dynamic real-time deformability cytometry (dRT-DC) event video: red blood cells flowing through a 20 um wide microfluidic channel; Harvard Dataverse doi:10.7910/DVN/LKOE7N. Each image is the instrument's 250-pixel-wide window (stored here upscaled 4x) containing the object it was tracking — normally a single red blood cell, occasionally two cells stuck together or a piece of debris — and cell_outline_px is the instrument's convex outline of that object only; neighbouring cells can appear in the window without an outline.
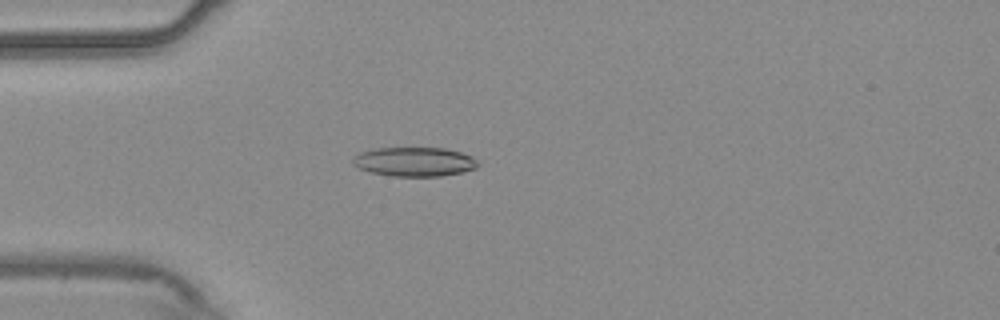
{"species": "common noctule bat (a hibernating species)", "species_latin": "Nyctalus noctula", "temperature_condition": "warm", "stored_images_in_passage": 54, "camera_frame_rate_fps": 3000, "um_per_image_px": 0.085, "animal": {"sex": "male", "body_mass_g": 20.4}, "frame": {"image": 1, "passage_image": 15, "time_ms": 4.667, "image_size_px": [1000, 320], "cell_outline_px": [[480, 164], [476, 168], [460, 172], [440, 176], [392, 176], [372, 172], [360, 168], [352, 164], [352, 160], [360, 152], [376, 148], [444, 148], [460, 152], [472, 156]], "centroid_in_image_um": [35.24, 13.74], "position_along_channel_um": 49.8, "area_um2": 21.1}}
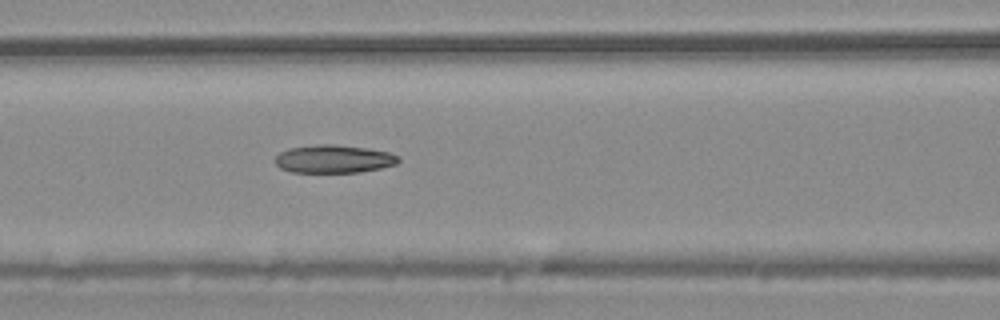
{"frame": {"image": 2, "passage_image": 23, "time_ms": 7.333, "image_size_px": [1000, 320], "cell_outline_px": [[400, 160], [396, 164], [380, 168], [360, 172], [292, 172], [280, 168], [272, 160], [280, 152], [288, 148], [316, 144], [336, 144], [368, 148], [388, 152], [400, 156]], "centroid_in_image_um": [28.35, 13.5], "position_along_channel_um": 138.3, "area_um2": 20.35}}
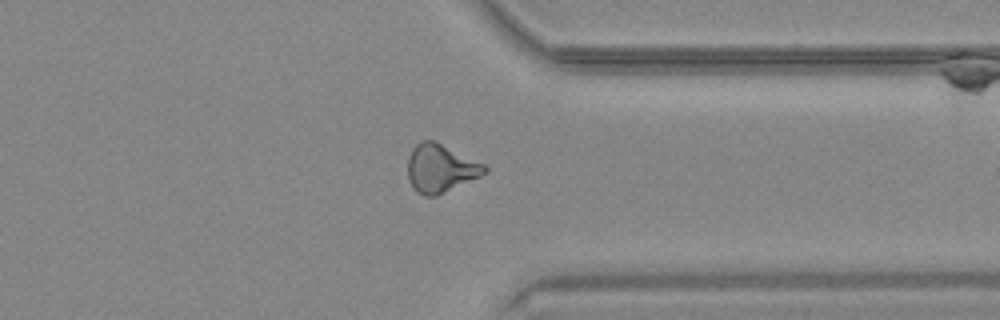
{"frame": {"image": 3, "passage_image": 42, "time_ms": 13.667, "image_size_px": [1000, 320], "cell_outline_px": [[488, 172], [480, 176], [436, 196], [424, 196], [416, 192], [408, 176], [408, 156], [412, 148], [420, 140], [436, 140], [484, 164], [488, 168]], "centroid_in_image_um": [37.44, 14.28], "position_along_channel_um": 374.0, "area_um2": 21.62}, "authors_computed_cell_mechanics": {"area_um2": 20.8369, "velocity_mm_per_s": 3.76, "shape_relaxation_time_tau1_ms": null, "shape_relaxation_time_tau2_ms": 4.1496, "deformation_change_tau1": null, "deformation_change_tau2": 0.1298}}